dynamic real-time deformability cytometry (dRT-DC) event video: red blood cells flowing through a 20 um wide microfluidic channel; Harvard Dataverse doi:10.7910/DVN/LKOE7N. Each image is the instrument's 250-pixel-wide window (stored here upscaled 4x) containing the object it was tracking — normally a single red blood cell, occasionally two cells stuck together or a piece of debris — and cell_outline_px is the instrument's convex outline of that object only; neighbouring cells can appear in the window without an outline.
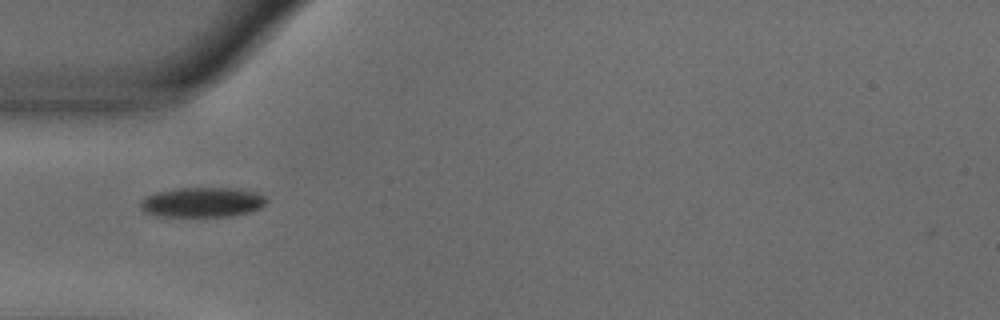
{"species": "common noctule bat (a hibernating species)", "species_latin": "Nyctalus noctula", "temperature_condition": "warm", "stored_images_in_passage": 39, "camera_frame_rate_fps": 3000, "um_per_image_px": 0.085, "animal": {"sex": "male", "body_mass_g": 18.8}, "frame": {"image": 1, "passage_image": 1, "time_ms": 0.0, "image_size_px": [1000, 320], "cell_outline_px": [[268, 200], [260, 208], [248, 212], [228, 216], [164, 216], [144, 212], [140, 208], [140, 200], [156, 192], [176, 188], [236, 188], [256, 192], [264, 196]], "centroid_in_image_um": [17.19, 17.18], "position_along_channel_um": 67.8, "area_um2": 21.79}}
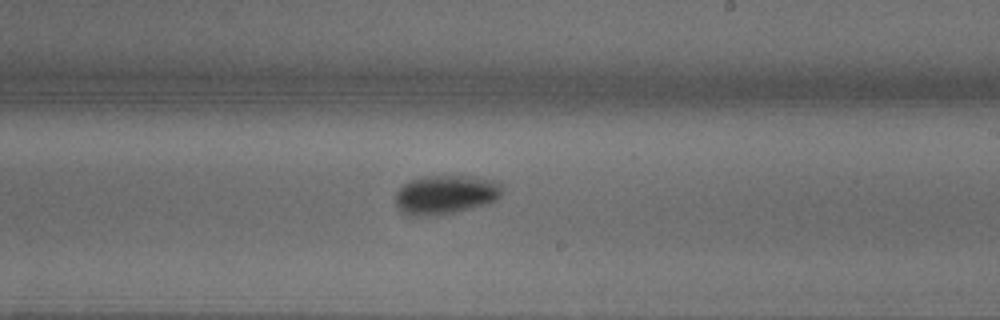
{"frame": {"image": 2, "passage_image": 16, "time_ms": 5.0, "image_size_px": [1000, 320], "cell_outline_px": [[504, 188], [500, 196], [492, 204], [444, 216], [408, 216], [400, 212], [396, 208], [396, 192], [408, 180], [428, 176], [476, 176], [492, 180], [504, 184]], "centroid_in_image_um": [37.92, 16.58], "position_along_channel_um": 251.1, "area_um2": 25.32}}
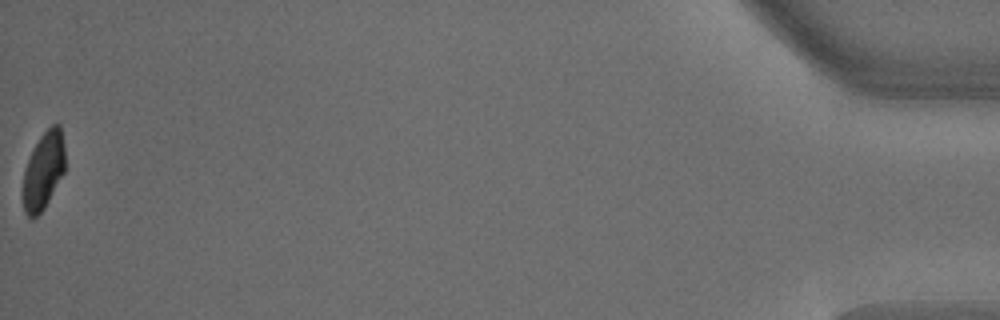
{"frame": {"image": 3, "passage_image": 39, "time_ms": 12.667, "image_size_px": [1000, 320], "cell_outline_px": [[64, 172], [44, 208], [32, 220], [24, 212], [20, 196], [24, 168], [40, 136], [52, 124], [60, 124], [64, 144]], "centroid_in_image_um": [3.65, 14.55], "position_along_channel_um": 431.6, "area_um2": 19.25}, "authors_computed_cell_mechanics": {"area_um2": 21.7328, "velocity_mm_per_s": 3.6569, "shape_relaxation_time_tau1_ms": 4.0944, "shape_relaxation_time_tau2_ms": null, "deformation_change_tau1": 0.1519, "deformation_change_tau2": null}}